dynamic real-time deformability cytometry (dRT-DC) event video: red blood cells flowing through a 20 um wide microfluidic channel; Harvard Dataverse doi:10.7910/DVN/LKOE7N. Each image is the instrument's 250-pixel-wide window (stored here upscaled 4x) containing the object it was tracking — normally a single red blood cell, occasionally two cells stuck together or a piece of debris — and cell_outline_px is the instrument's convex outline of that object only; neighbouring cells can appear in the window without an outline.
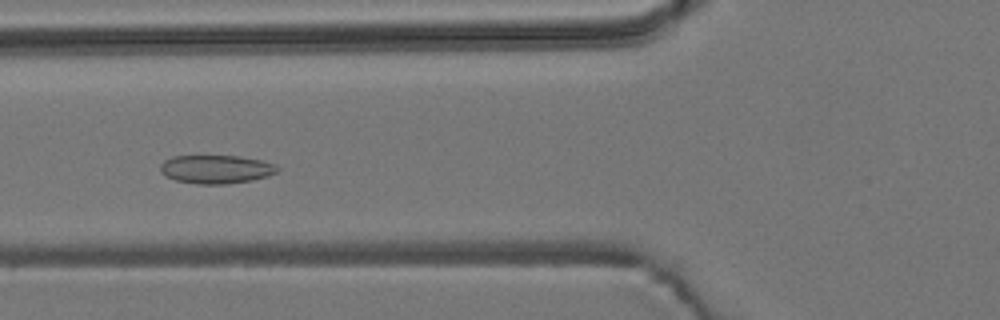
{"species": "common noctule bat (a hibernating species)", "species_latin": "Nyctalus noctula", "temperature_condition": "room temperature", "stored_images_in_passage": 17, "camera_frame_rate_fps": 3000, "um_per_image_px": 0.085, "animal": {"sex": "male", "body_mass_g": 19.2, "forearm_length_mm": 51.8}, "frame": {"image": 1, "passage_image": 10, "time_ms": 3.0, "image_size_px": [1000, 320], "cell_outline_px": [[280, 168], [276, 172], [268, 176], [252, 180], [224, 184], [196, 184], [176, 180], [164, 176], [160, 172], [160, 164], [164, 160], [172, 156], [240, 156], [264, 160]], "centroid_in_image_um": [18.34, 14.38], "position_along_channel_um": 107.5, "area_um2": 19.54}}
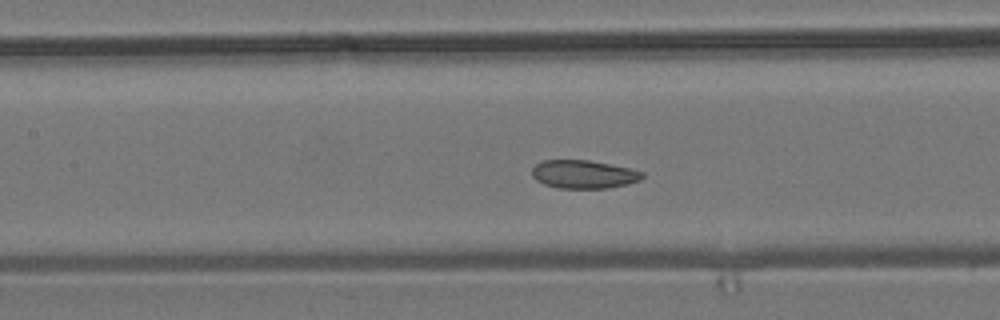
{"frame": {"image": 2, "passage_image": 14, "time_ms": 4.333, "image_size_px": [1000, 320], "cell_outline_px": [[644, 176], [640, 180], [608, 188], [560, 188], [544, 184], [536, 180], [532, 176], [532, 168], [536, 164], [544, 160], [588, 160], [628, 168], [644, 172]], "centroid_in_image_um": [49.58, 14.81], "position_along_channel_um": 157.8, "area_um2": 17.98}}